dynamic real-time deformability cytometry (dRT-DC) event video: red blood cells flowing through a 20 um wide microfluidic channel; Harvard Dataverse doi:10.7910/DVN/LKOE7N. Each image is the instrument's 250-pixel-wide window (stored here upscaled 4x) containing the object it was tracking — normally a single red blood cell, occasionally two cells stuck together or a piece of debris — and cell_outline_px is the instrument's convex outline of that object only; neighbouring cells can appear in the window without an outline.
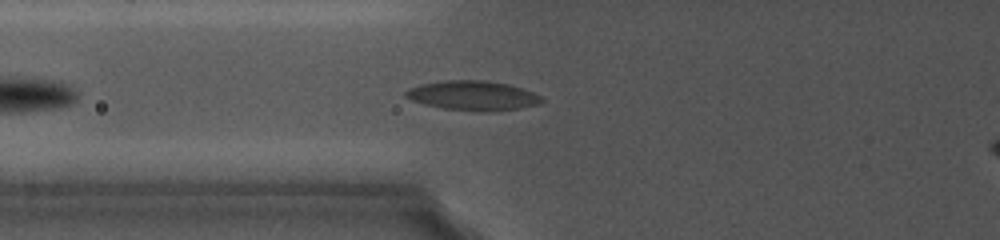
{"species": "common noctule bat (a hibernating species)", "species_latin": "Nyctalus noctula", "temperature_condition": "cold", "stored_images_in_passage": 68, "segment_of_instrument_passage": [1, 2], "camera_frame_rate_fps": 5000, "um_per_image_px": 0.085, "animal": {"sex": "female", "body_mass_g": 19.0, "forearm_length_mm": 56.7}, "frame": {"image": 1, "passage_image": 16, "time_ms": 2.0, "image_size_px": [1000, 240], "cell_outline_px": [[544, 100], [540, 104], [520, 108], [488, 112], [480, 112], [444, 108], [424, 104], [412, 100], [404, 96], [404, 92], [408, 88], [420, 84], [444, 80], [484, 80], [508, 84], [532, 92], [540, 96]], "centroid_in_image_um": [40.17, 8.13], "position_along_channel_um": 85.6, "area_um2": 23.47}}
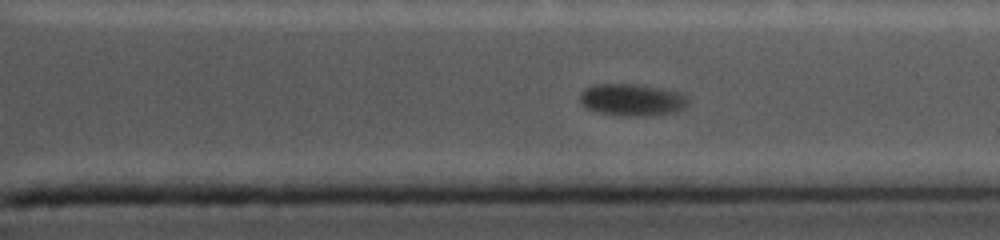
{"frame": {"image": 2, "passage_image": 56, "time_ms": 8.4, "image_size_px": [1000, 240], "cell_outline_px": [[692, 100], [684, 108], [672, 112], [648, 116], [616, 116], [596, 112], [580, 104], [580, 92], [584, 88], [596, 84], [636, 84], [664, 88], [684, 92]], "centroid_in_image_um": [53.76, 8.48], "position_along_channel_um": 357.6, "area_um2": 20.81}}
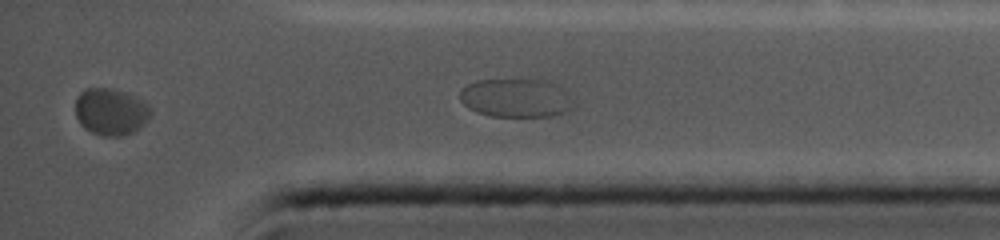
{"frame": {"image": 3, "passage_image": 67, "time_ms": 10.4, "image_size_px": [1000, 240], "cell_outline_px": [[152, 112], [148, 120], [140, 128], [132, 132], [120, 136], [100, 136], [84, 128], [80, 124], [76, 116], [76, 96], [84, 88], [112, 88], [124, 92], [148, 104], [152, 108]], "centroid_in_image_um": [9.41, 9.5], "position_along_channel_um": 425.8, "area_um2": 20.69}}